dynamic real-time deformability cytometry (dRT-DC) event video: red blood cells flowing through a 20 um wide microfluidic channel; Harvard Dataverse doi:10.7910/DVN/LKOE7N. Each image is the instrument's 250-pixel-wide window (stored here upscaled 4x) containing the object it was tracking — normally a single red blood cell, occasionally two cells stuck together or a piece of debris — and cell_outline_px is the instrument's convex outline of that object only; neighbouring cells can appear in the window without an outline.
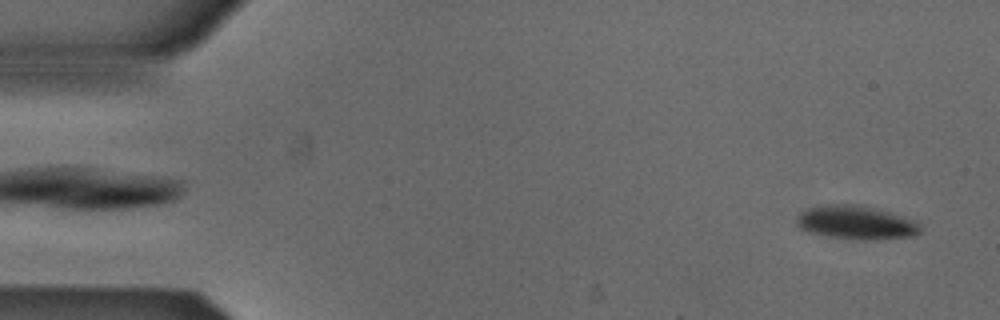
{"species": "Egyptian fruit bat (a non-hibernating species)", "species_latin": "Rousettus aegyptiacus", "temperature_condition": "cold", "stored_images_in_passage": 3, "segment_of_instrument_passage": [2, 2], "camera_frame_rate_fps": 3000, "um_per_image_px": 0.085, "animal": {"sex": "male"}, "frame": {"image": 1, "passage_image": 3, "time_ms": 0.667, "image_size_px": [1000, 320], "cell_outline_px": [[920, 232], [912, 236], [872, 240], [860, 240], [828, 236], [808, 232], [800, 228], [796, 224], [796, 216], [800, 212], [808, 208], [828, 204], [856, 204], [904, 216], [920, 224]], "centroid_in_image_um": [72.73, 18.92], "position_along_channel_um": 12.3, "area_um2": 24.16}}